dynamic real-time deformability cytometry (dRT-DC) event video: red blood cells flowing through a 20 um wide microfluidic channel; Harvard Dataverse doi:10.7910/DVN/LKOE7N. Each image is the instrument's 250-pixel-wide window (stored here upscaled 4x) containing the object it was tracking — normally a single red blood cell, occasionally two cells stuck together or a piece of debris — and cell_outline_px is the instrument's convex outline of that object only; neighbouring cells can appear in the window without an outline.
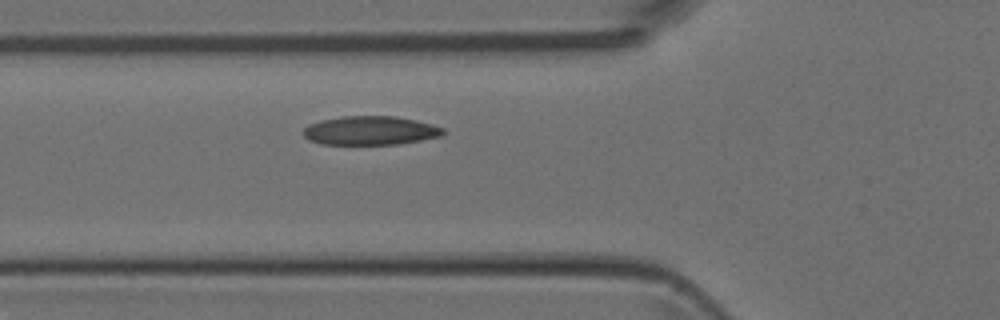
{"species": "Egyptian fruit bat (a non-hibernating species)", "species_latin": "Rousettus aegyptiacus", "temperature_condition": "room temperature", "stored_images_in_passage": 17, "camera_frame_rate_fps": 3000, "um_per_image_px": 0.085, "animal": {"sex": "female"}, "frame": {"image": 1, "passage_image": 3, "time_ms": 0.667, "image_size_px": [1000, 320], "cell_outline_px": [[448, 132], [440, 136], [400, 144], [320, 144], [308, 140], [300, 132], [308, 124], [320, 120], [344, 116], [396, 116], [416, 120], [432, 124], [444, 128]], "centroid_in_image_um": [31.46, 11.09], "position_along_channel_um": 94.3, "area_um2": 23.76}}
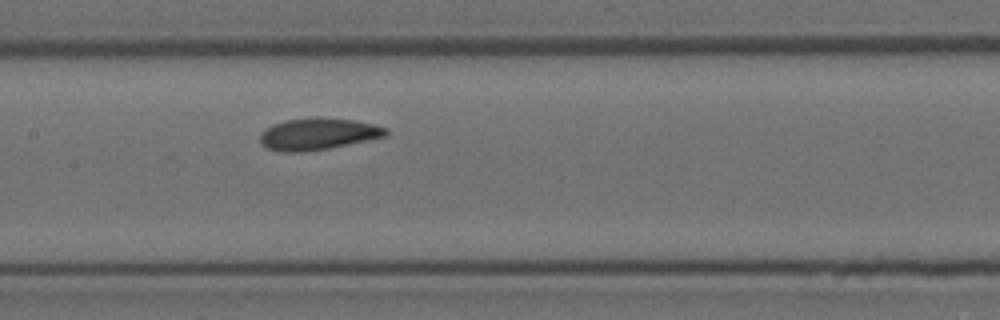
{"frame": {"image": 2, "passage_image": 9, "time_ms": 2.667, "image_size_px": [1000, 320], "cell_outline_px": [[388, 136], [328, 148], [300, 152], [280, 152], [268, 148], [260, 144], [260, 132], [264, 128], [272, 124], [284, 120], [356, 120], [388, 128]], "centroid_in_image_um": [27.0, 11.43], "position_along_channel_um": 180.4, "area_um2": 22.6}}
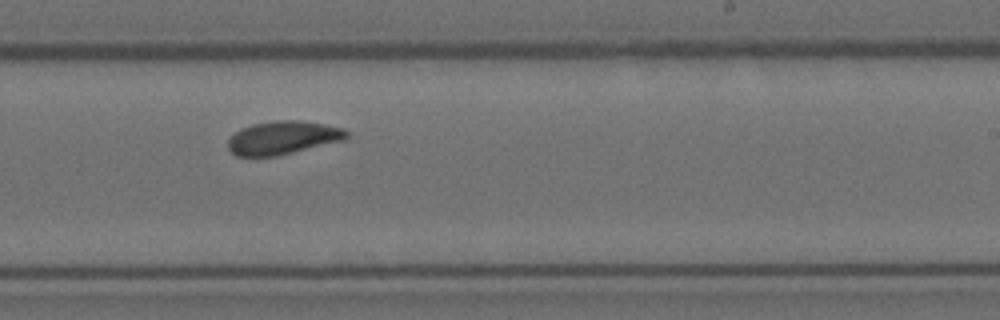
{"frame": {"image": 3, "passage_image": 15, "time_ms": 4.667, "image_size_px": [1000, 320], "cell_outline_px": [[348, 136], [344, 140], [276, 156], [236, 156], [228, 148], [228, 140], [240, 128], [252, 124], [276, 120], [296, 120], [324, 124], [344, 128], [348, 132]], "centroid_in_image_um": [24.04, 11.7], "position_along_channel_um": 265.0, "area_um2": 22.89}}